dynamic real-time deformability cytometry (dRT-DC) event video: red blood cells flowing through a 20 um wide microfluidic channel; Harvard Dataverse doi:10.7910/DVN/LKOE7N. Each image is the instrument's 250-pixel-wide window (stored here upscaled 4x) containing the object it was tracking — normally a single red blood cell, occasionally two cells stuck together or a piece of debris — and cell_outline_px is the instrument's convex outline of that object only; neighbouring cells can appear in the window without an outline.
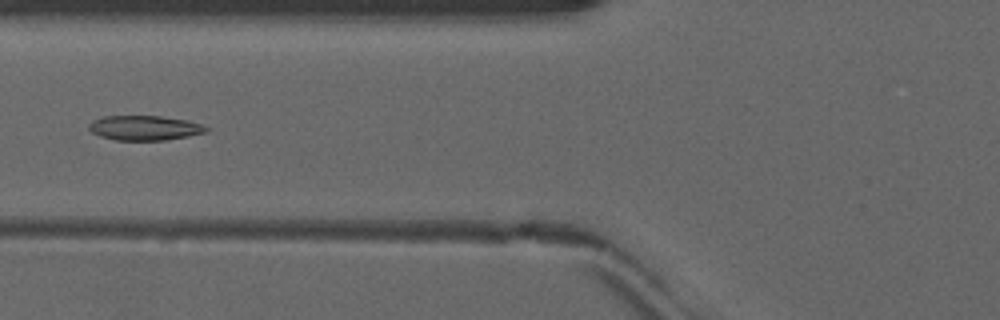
{"species": "common noctule bat (a hibernating species)", "species_latin": "Nyctalus noctula", "temperature_condition": "warm", "stored_images_in_passage": 30, "camera_frame_rate_fps": 3000, "um_per_image_px": 0.085, "animal": {"sex": "male", "forearm_length_mm": 52.5}, "frame": {"image": 1, "passage_image": 10, "time_ms": 3.0, "image_size_px": [1000, 320], "cell_outline_px": [[208, 132], [168, 140], [116, 140], [100, 136], [92, 132], [88, 128], [88, 124], [92, 120], [104, 116], [160, 116], [188, 120], [200, 124], [208, 128]], "centroid_in_image_um": [12.28, 10.87], "position_along_channel_um": 113.5, "area_um2": 16.94}}
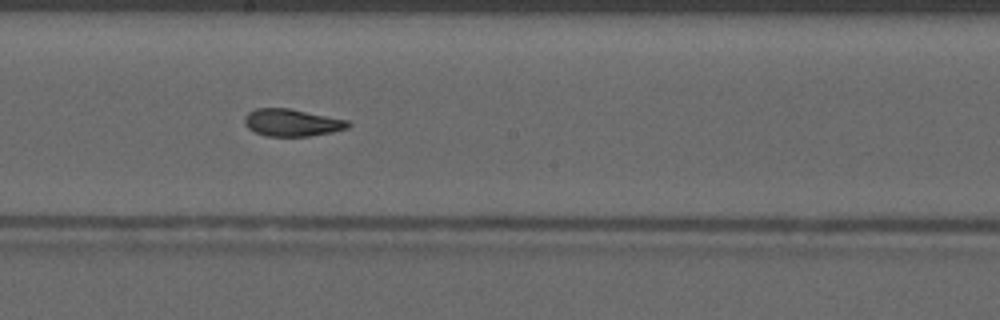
{"frame": {"image": 2, "passage_image": 18, "time_ms": 5.667, "image_size_px": [1000, 320], "cell_outline_px": [[352, 124], [348, 128], [332, 132], [308, 136], [268, 136], [256, 132], [248, 128], [244, 124], [244, 116], [248, 112], [256, 108], [288, 108], [348, 120]], "centroid_in_image_um": [24.81, 10.42], "position_along_channel_um": 223.4, "area_um2": 16.42}}
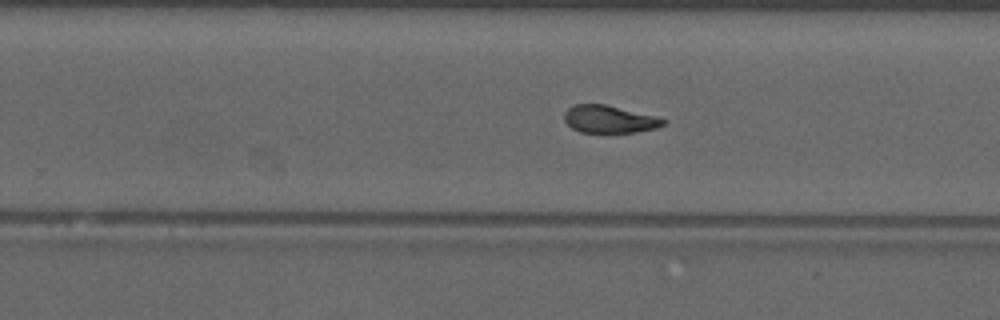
{"frame": {"image": 3, "passage_image": 22, "time_ms": 7.0, "image_size_px": [1000, 320], "cell_outline_px": [[668, 124], [656, 128], [636, 132], [580, 132], [572, 128], [564, 120], [564, 112], [572, 104], [604, 104], [668, 120]], "centroid_in_image_um": [51.77, 10.14], "position_along_channel_um": 278.0, "area_um2": 15.72}, "authors_computed_cell_mechanics": {"area_um2": 16.8776, "velocity_mm_per_s": 4.1117, "shape_relaxation_time_tau1_ms": null, "shape_relaxation_time_tau2_ms": 2.8294, "deformation_change_tau1": null, "deformation_change_tau2": 0.0888}}